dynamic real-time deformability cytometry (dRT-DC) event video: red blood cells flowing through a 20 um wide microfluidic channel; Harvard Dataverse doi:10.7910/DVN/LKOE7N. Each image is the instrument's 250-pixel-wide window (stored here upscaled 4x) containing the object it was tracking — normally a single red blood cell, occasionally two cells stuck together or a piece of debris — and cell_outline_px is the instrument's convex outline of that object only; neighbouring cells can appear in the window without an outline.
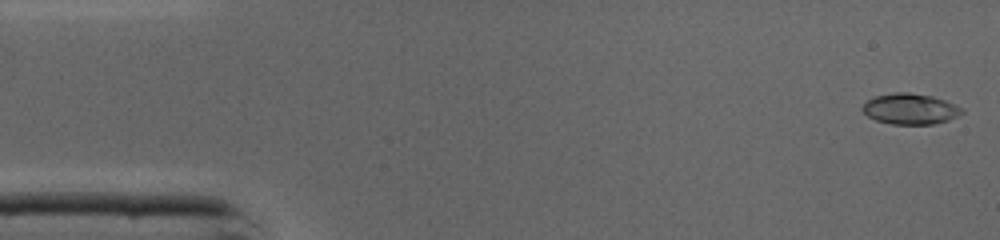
{"species": "common noctule bat (a hibernating species)", "species_latin": "Nyctalus noctula", "temperature_condition": "cold", "stored_images_in_passage": 40, "camera_frame_rate_fps": 3000, "um_per_image_px": 0.085, "animal": {"sex": "male", "body_mass_g": 19.0, "forearm_length_mm": 50.8}, "frame": {"image": 1, "passage_image": 1, "time_ms": 0.0, "image_size_px": [1000, 240], "cell_outline_px": [[964, 112], [948, 120], [932, 124], [892, 124], [876, 120], [868, 116], [860, 108], [868, 100], [876, 96], [896, 92], [908, 92], [932, 96], [944, 100], [964, 108]], "centroid_in_image_um": [77.37, 9.25], "position_along_channel_um": 7.6, "area_um2": 17.69}}
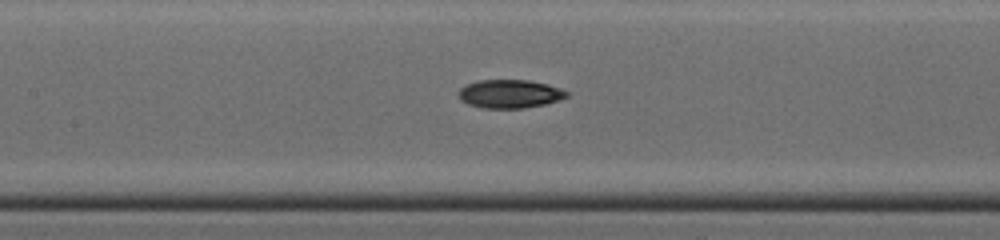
{"frame": {"image": 2, "passage_image": 20, "time_ms": 6.333, "image_size_px": [1000, 240], "cell_outline_px": [[568, 96], [560, 100], [548, 104], [524, 108], [484, 108], [468, 104], [460, 100], [456, 92], [460, 88], [476, 80], [528, 80], [548, 84], [560, 88], [568, 92]], "centroid_in_image_um": [43.33, 7.98], "position_along_channel_um": 164.1, "area_um2": 18.15}}
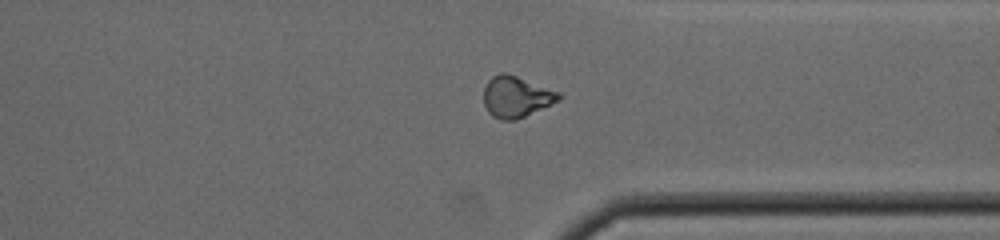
{"frame": {"image": 3, "passage_image": 34, "time_ms": 11.0, "image_size_px": [1000, 240], "cell_outline_px": [[564, 96], [560, 100], [524, 116], [512, 120], [500, 120], [492, 116], [488, 112], [484, 104], [484, 88], [488, 80], [492, 76], [500, 72], [508, 72], [560, 92]], "centroid_in_image_um": [43.88, 8.2], "position_along_channel_um": 367.5, "area_um2": 18.15}, "authors_computed_cell_mechanics": {"area_um2": 17.629, "velocity_mm_per_s": 4.3975, "shape_relaxation_time_tau1_ms": null, "shape_relaxation_time_tau2_ms": 6.3477, "deformation_change_tau1": null, "deformation_change_tau2": 0.1372}}